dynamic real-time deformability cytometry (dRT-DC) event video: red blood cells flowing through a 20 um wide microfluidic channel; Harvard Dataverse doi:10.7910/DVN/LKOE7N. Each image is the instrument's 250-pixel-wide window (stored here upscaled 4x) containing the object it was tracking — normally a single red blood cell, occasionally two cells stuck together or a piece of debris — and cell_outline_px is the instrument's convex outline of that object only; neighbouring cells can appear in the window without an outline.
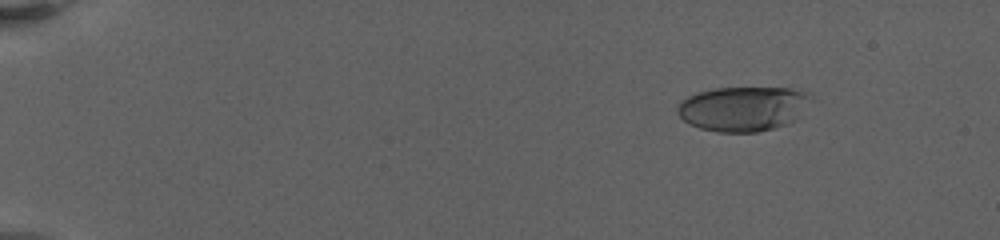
{"species": "human", "species_latin": "Homo sapiens", "temperature_condition": "warm", "stored_images_in_passage": 10, "camera_frame_rate_fps": 3000, "um_per_image_px": 0.085, "donor": {"sex": "female"}, "frame": {"image": 1, "passage_image": 4, "time_ms": 2.667, "image_size_px": [1000, 240], "cell_outline_px": [[812, 96], [796, 120], [772, 128], [756, 132], [716, 132], [700, 128], [688, 124], [676, 112], [676, 104], [680, 100], [696, 92], [716, 88], [788, 88], [812, 92]], "centroid_in_image_um": [63.12, 9.23], "position_along_channel_um": 21.9, "area_um2": 34.91}}